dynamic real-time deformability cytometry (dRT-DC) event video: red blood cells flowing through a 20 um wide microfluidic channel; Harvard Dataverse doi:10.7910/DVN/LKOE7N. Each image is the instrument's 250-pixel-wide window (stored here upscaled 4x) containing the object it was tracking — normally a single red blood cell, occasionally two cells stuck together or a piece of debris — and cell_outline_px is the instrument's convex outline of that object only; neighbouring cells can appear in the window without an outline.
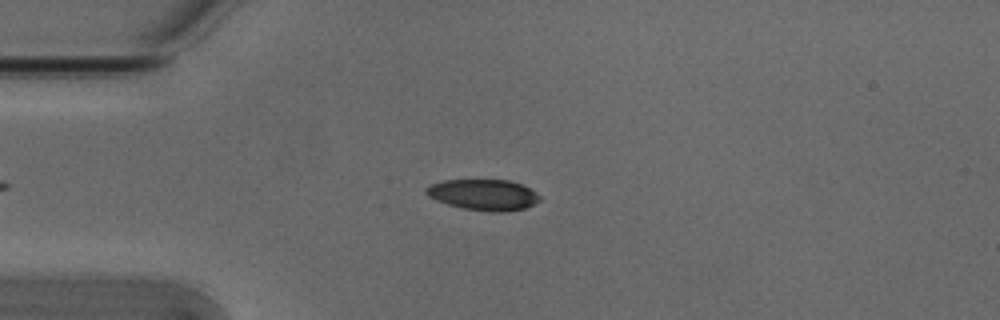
{"species": "Egyptian fruit bat (a non-hibernating species)", "species_latin": "Rousettus aegyptiacus", "temperature_condition": "cold", "stored_images_in_passage": 52, "camera_frame_rate_fps": 3000, "um_per_image_px": 0.085, "animal": {"sex": "male"}, "frame": {"image": 1, "passage_image": 12, "time_ms": 3.667, "image_size_px": [1000, 320], "cell_outline_px": [[540, 200], [524, 208], [504, 212], [488, 212], [464, 208], [448, 204], [436, 200], [428, 196], [424, 192], [424, 188], [428, 184], [444, 180], [508, 180], [524, 184], [536, 192], [540, 196]], "centroid_in_image_um": [41.07, 16.54], "position_along_channel_um": 43.9, "area_um2": 20.63}}
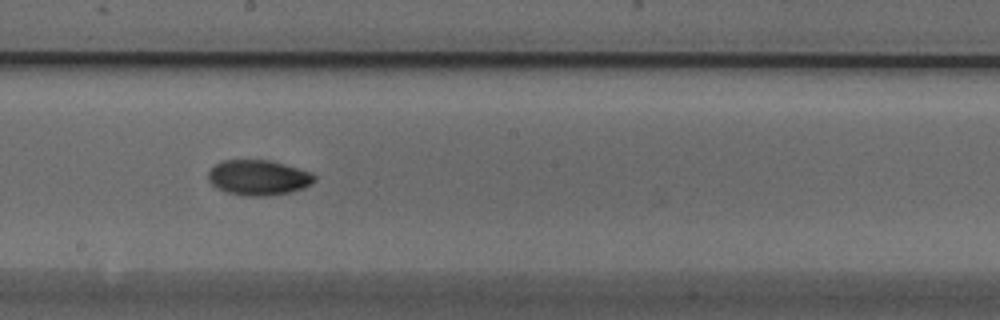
{"frame": {"image": 2, "passage_image": 28, "time_ms": 9.0, "image_size_px": [1000, 320], "cell_outline_px": [[316, 180], [312, 184], [304, 188], [292, 192], [264, 196], [244, 196], [228, 192], [216, 188], [208, 180], [208, 172], [216, 164], [224, 160], [268, 160], [312, 172], [316, 176]], "centroid_in_image_um": [21.99, 15.1], "position_along_channel_um": 226.2, "area_um2": 21.85}}
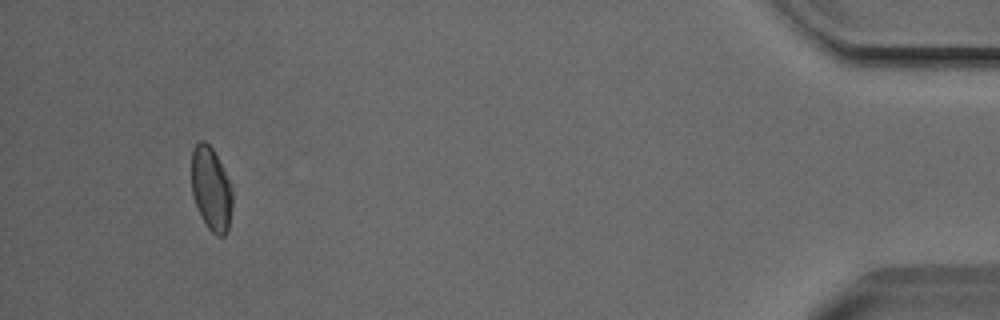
{"frame": {"image": 3, "passage_image": 49, "time_ms": 16.0, "image_size_px": [1000, 320], "cell_outline_px": [[232, 204], [228, 228], [224, 236], [216, 236], [208, 228], [196, 204], [192, 192], [192, 148], [200, 140], [204, 140], [212, 148], [232, 184]], "centroid_in_image_um": [17.96, 16.03], "position_along_channel_um": 417.2, "area_um2": 19.77}, "authors_computed_cell_mechanics": {"area_um2": 20.6346, "velocity_mm_per_s": 3.8005, "shape_relaxation_time_tau1_ms": 4.0496, "shape_relaxation_time_tau2_ms": 8.0338, "deformation_change_tau1": 0.1029, "deformation_change_tau2": 0.1026}}